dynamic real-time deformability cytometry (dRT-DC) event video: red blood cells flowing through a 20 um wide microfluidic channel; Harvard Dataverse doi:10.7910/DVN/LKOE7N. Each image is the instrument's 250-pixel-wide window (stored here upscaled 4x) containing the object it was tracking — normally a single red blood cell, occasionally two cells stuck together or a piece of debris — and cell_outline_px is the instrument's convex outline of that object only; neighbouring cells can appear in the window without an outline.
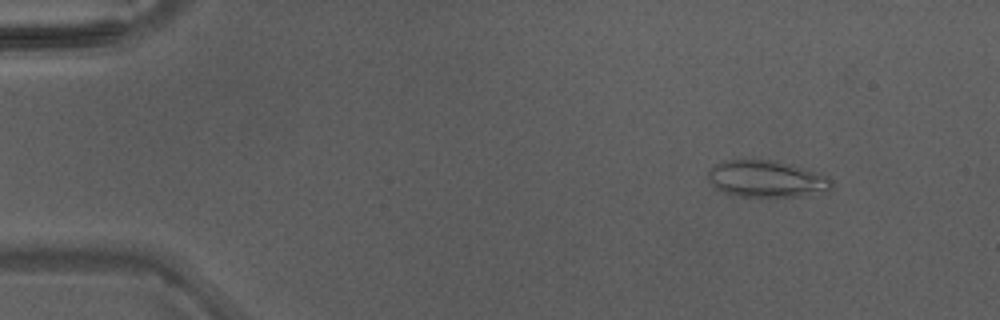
{"species": "Egyptian fruit bat (a non-hibernating species)", "species_latin": "Rousettus aegyptiacus", "temperature_condition": "warm", "stored_images_in_passage": 46, "camera_frame_rate_fps": 3000, "um_per_image_px": 0.085, "animal": {"sex": "male"}, "frame": {"image": 1, "passage_image": 6, "time_ms": 1.667, "image_size_px": [1000, 320], "cell_outline_px": [[832, 188], [828, 192], [800, 196], [732, 196], [720, 192], [708, 180], [708, 168], [724, 160], [772, 160], [788, 164], [832, 176]], "centroid_in_image_um": [65.16, 15.22], "position_along_channel_um": 19.8, "area_um2": 26.76}}
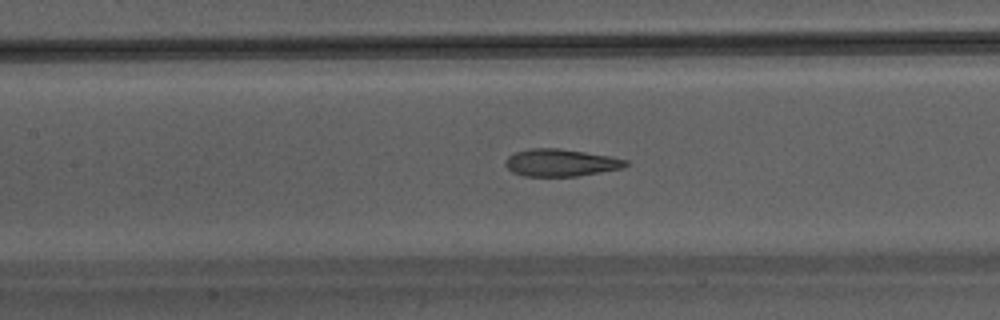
{"frame": {"image": 2, "passage_image": 22, "time_ms": 7.0, "image_size_px": [1000, 320], "cell_outline_px": [[628, 164], [620, 168], [576, 176], [524, 176], [512, 172], [504, 164], [504, 160], [508, 156], [516, 152], [532, 148], [560, 148], [608, 156], [628, 160]], "centroid_in_image_um": [47.6, 13.82], "position_along_channel_um": 159.8, "area_um2": 18.9}}
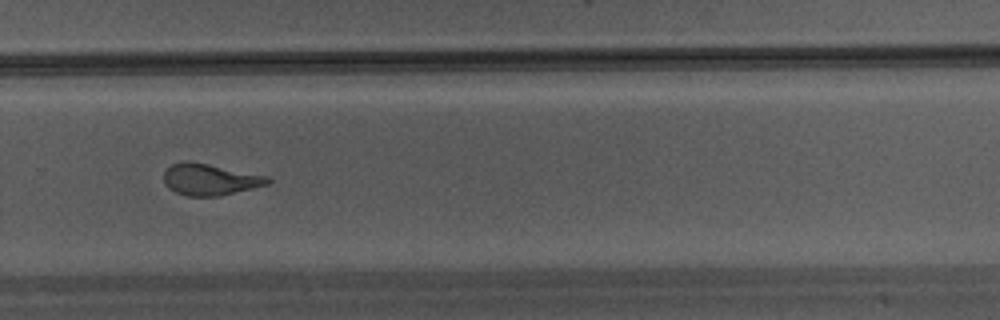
{"frame": {"image": 3, "passage_image": 32, "time_ms": 10.333, "image_size_px": [1000, 320], "cell_outline_px": [[272, 180], [268, 184], [220, 196], [188, 196], [176, 192], [168, 188], [164, 184], [164, 172], [172, 164], [208, 164], [268, 176]], "centroid_in_image_um": [17.88, 15.3], "position_along_channel_um": 311.9, "area_um2": 18.44}}